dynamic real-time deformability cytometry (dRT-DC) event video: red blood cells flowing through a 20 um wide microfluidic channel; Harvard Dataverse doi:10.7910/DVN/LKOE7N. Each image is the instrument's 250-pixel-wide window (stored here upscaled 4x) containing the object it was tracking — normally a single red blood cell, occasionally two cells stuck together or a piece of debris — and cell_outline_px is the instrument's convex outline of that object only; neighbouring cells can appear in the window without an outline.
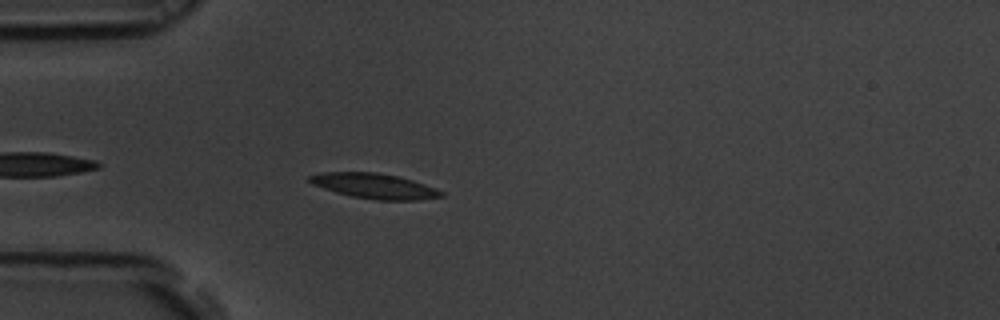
{"species": "common noctule bat (a hibernating species)", "species_latin": "Nyctalus noctula", "temperature_condition": "room temperature", "stored_images_in_passage": 45, "camera_frame_rate_fps": 3000, "um_per_image_px": 0.085, "animal": {"sex": "male", "body_mass_g": 19.5, "forearm_length_mm": 54.6}, "frame": {"image": 1, "passage_image": 5, "time_ms": 1.333, "image_size_px": [1000, 320], "cell_outline_px": [[444, 196], [416, 200], [376, 200], [352, 196], [336, 192], [312, 184], [308, 180], [308, 176], [320, 172], [376, 172], [400, 176], [424, 184], [444, 192]], "centroid_in_image_um": [31.81, 15.8], "position_along_channel_um": 53.2, "area_um2": 19.25}}
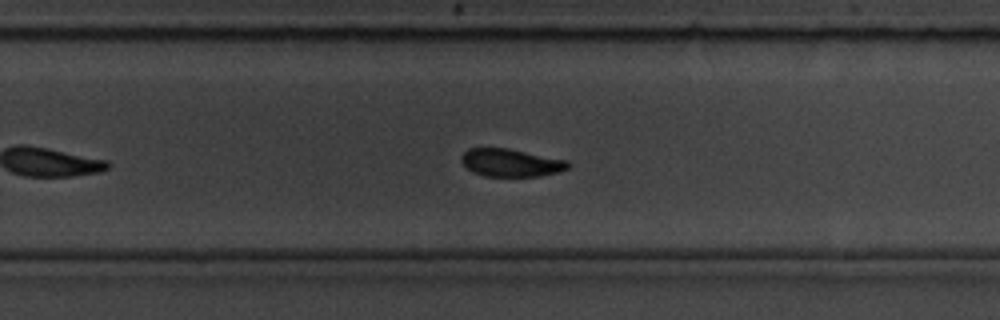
{"frame": {"image": 2, "passage_image": 25, "time_ms": 8.0, "image_size_px": [1000, 320], "cell_outline_px": [[568, 168], [556, 172], [540, 176], [484, 176], [472, 172], [460, 160], [460, 156], [468, 148], [508, 148], [568, 160]], "centroid_in_image_um": [43.39, 13.82], "position_along_channel_um": 286.4, "area_um2": 17.22}}
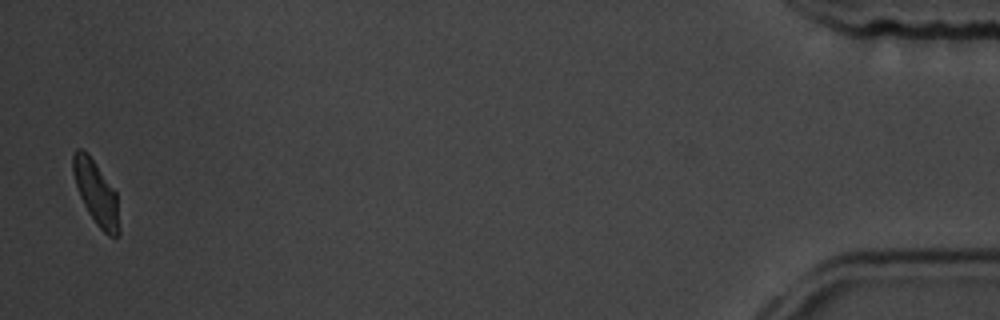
{"frame": {"image": 3, "passage_image": 44, "time_ms": 14.333, "image_size_px": [1000, 320], "cell_outline_px": [[120, 236], [116, 240], [108, 236], [96, 224], [88, 212], [80, 196], [72, 172], [72, 156], [76, 148], [80, 148], [88, 152], [116, 192], [120, 228]], "centroid_in_image_um": [8.19, 16.42], "position_along_channel_um": 427.0, "area_um2": 17.4}, "authors_computed_cell_mechanics": {"area_um2": 18.2648, "velocity_mm_per_s": 3.646, "shape_relaxation_time_tau1_ms": 3.0709, "shape_relaxation_time_tau2_ms": 1.756, "deformation_change_tau1": 0.1203, "deformation_change_tau2": 0.0569}}